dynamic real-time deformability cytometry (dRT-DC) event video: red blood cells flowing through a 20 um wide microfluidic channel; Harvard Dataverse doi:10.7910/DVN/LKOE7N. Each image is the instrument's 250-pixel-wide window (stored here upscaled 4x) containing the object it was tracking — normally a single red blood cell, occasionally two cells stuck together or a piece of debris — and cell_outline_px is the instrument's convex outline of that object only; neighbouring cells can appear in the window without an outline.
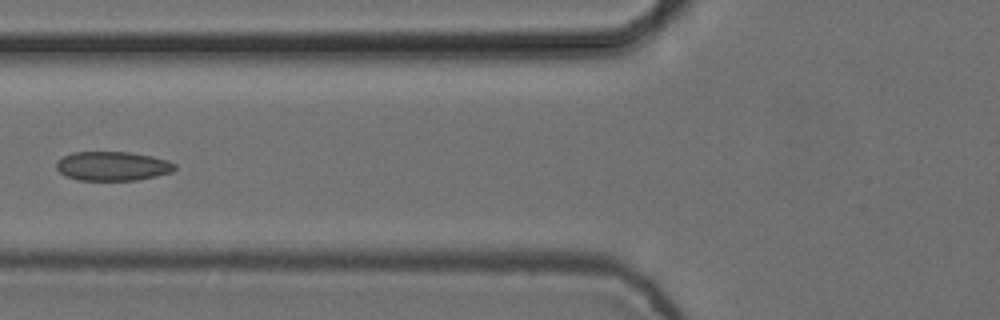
{"species": "common noctule bat (a hibernating species)", "species_latin": "Nyctalus noctula", "temperature_condition": "cold", "stored_images_in_passage": 7, "camera_frame_rate_fps": 3000, "um_per_image_px": 0.085, "animal": {"sex": "female", "body_mass_g": 24.6, "forearm_length_mm": 56.2}, "frame": {"image": 1, "passage_image": 6, "time_ms": 1.667, "image_size_px": [1000, 320], "cell_outline_px": [[176, 168], [172, 172], [156, 176], [136, 180], [80, 180], [64, 176], [56, 168], [56, 164], [64, 156], [72, 152], [128, 152], [152, 156], [168, 160], [176, 164]], "centroid_in_image_um": [9.59, 14.12], "position_along_channel_um": 116.2, "area_um2": 20.11}}
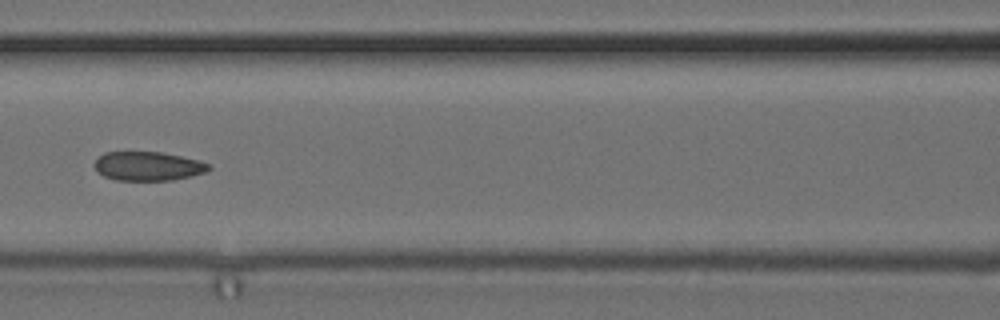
{"frame": {"image": 2, "passage_image": 7, "time_ms": 2.0, "image_size_px": [1000, 320], "cell_outline_px": [[212, 168], [204, 172], [192, 176], [172, 180], [116, 180], [104, 176], [96, 172], [92, 164], [104, 152], [160, 152], [200, 160], [212, 164]], "centroid_in_image_um": [12.58, 14.12], "position_along_channel_um": 154.0, "area_um2": 19.48}}